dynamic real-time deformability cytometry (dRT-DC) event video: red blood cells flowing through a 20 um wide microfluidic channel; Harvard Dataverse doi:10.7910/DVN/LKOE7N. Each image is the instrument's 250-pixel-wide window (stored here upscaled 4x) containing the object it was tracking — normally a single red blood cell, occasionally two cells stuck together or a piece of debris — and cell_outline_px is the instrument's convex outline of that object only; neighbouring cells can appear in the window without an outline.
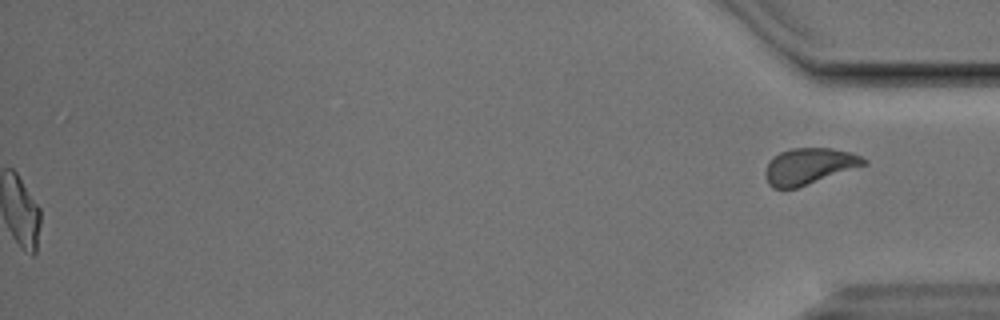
{"species": "Egyptian fruit bat (a non-hibernating species)", "species_latin": "Rousettus aegyptiacus", "temperature_condition": "cold", "stored_images_in_passage": 54, "segment_of_instrument_passage": [2, 2], "camera_frame_rate_fps": 3000, "um_per_image_px": 0.085, "animal": {"sex": "male"}, "frame": {"image": 1, "passage_image": 54, "time_ms": 17.667, "image_size_px": [1000, 320], "cell_outline_px": [[868, 164], [796, 188], [772, 188], [768, 184], [764, 176], [764, 172], [768, 164], [780, 152], [792, 148], [832, 148], [852, 152], [868, 160]], "centroid_in_image_um": [68.79, 14.12], "position_along_channel_um": 366.4, "area_um2": 20.69}}